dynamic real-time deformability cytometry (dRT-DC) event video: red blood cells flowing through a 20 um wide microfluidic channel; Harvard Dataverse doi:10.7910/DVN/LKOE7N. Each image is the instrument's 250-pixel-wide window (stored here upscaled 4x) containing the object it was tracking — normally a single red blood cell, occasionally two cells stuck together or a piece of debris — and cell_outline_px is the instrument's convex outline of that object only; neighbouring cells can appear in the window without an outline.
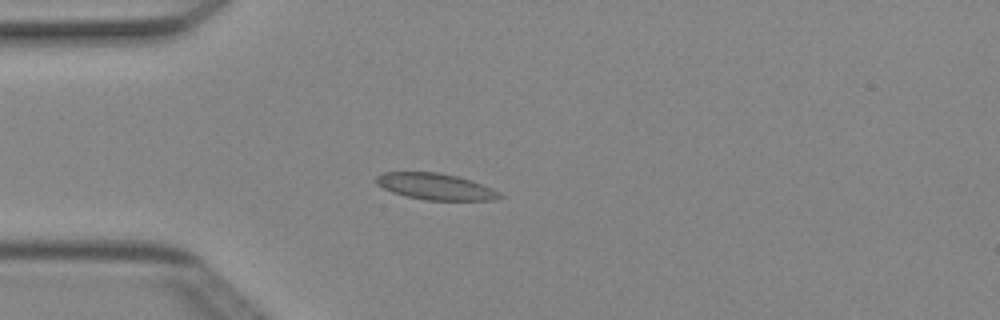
{"species": "Egyptian fruit bat (a non-hibernating species)", "species_latin": "Rousettus aegyptiacus", "temperature_condition": "cold", "stored_images_in_passage": 4, "camera_frame_rate_fps": 3000, "um_per_image_px": 0.085, "animal": {"sex": "female"}, "frame": {"image": 1, "passage_image": 4, "time_ms": 1.0, "image_size_px": [1000, 320], "cell_outline_px": [[504, 196], [492, 200], [424, 200], [404, 196], [392, 192], [376, 184], [376, 176], [380, 172], [440, 172], [472, 180], [492, 188], [500, 192]], "centroid_in_image_um": [37.0, 15.85], "position_along_channel_um": 48.0, "area_um2": 19.13}}